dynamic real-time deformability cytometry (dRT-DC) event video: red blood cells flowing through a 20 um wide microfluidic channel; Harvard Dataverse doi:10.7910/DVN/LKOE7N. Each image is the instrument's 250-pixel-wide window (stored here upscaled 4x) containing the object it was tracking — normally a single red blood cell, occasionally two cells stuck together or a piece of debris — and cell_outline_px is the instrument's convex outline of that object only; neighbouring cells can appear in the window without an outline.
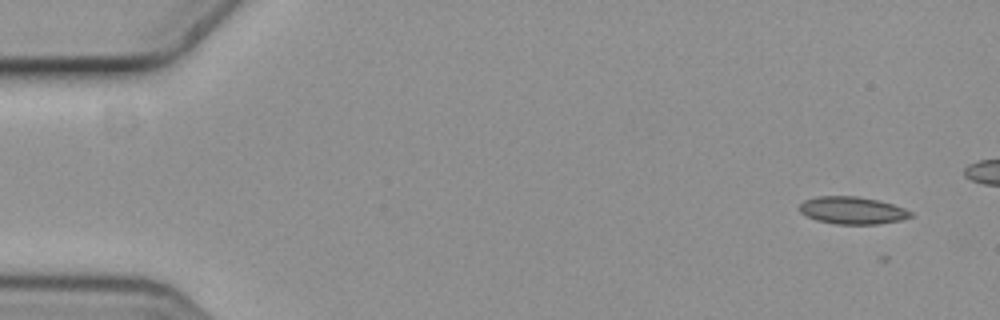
{"species": "common noctule bat (a hibernating species)", "species_latin": "Nyctalus noctula", "temperature_condition": "cold", "stored_images_in_passage": 6, "camera_frame_rate_fps": 3000, "um_per_image_px": 0.085, "animal": {"sex": "female", "body_mass_g": 19.3, "forearm_length_mm": 54.1}, "frame": {"image": 1, "passage_image": 2, "time_ms": 0.333, "image_size_px": [1000, 320], "cell_outline_px": [[912, 216], [900, 220], [876, 224], [836, 224], [816, 220], [800, 212], [800, 204], [804, 200], [816, 196], [856, 196], [880, 200], [904, 208], [912, 212]], "centroid_in_image_um": [72.44, 17.87], "position_along_channel_um": 12.6, "area_um2": 17.69}}
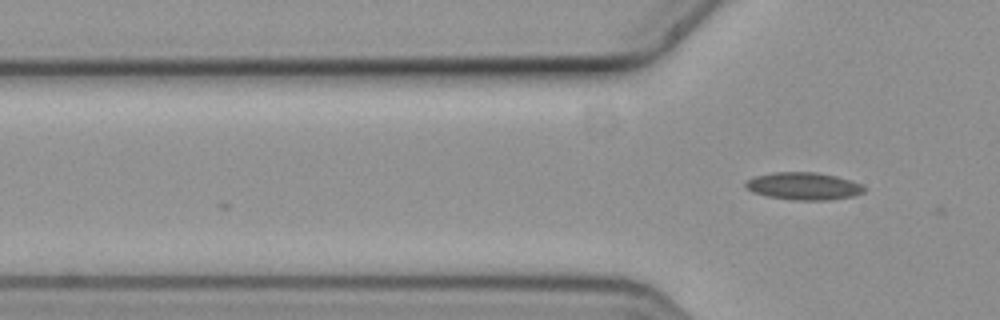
{"frame": {"image": 2, "passage_image": 6, "time_ms": 1.667, "image_size_px": [1000, 320], "cell_outline_px": [[868, 188], [864, 192], [852, 196], [832, 200], [792, 200], [768, 196], [752, 192], [744, 184], [748, 180], [756, 176], [772, 172], [816, 172], [836, 176], [860, 184]], "centroid_in_image_um": [68.33, 15.82], "position_along_channel_um": 57.5, "area_um2": 18.9}}